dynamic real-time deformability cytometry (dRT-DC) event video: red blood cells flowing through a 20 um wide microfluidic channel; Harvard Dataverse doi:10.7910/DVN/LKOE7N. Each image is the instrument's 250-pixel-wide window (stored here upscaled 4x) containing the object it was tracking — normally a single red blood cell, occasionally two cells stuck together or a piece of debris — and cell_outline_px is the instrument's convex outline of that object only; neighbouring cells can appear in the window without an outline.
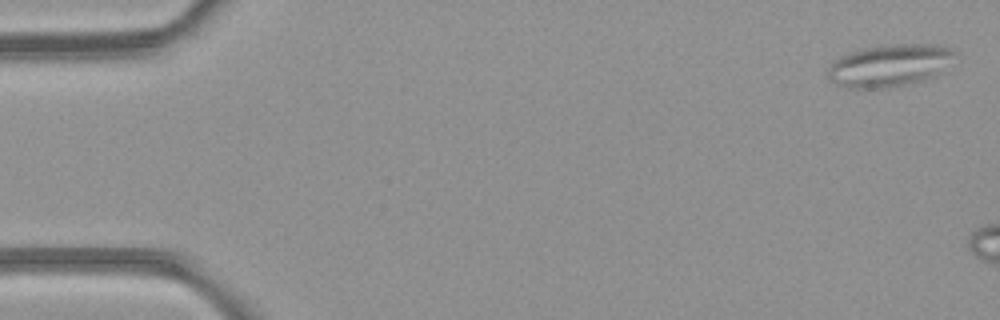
{"species": "common noctule bat (a hibernating species)", "species_latin": "Nyctalus noctula", "temperature_condition": "room temperature", "stored_images_in_passage": 5, "camera_frame_rate_fps": 3000, "um_per_image_px": 0.085, "animal": {"sex": "female", "body_mass_g": 21.9}, "frame": {"image": 1, "passage_image": 1, "time_ms": 0.0, "image_size_px": [1000, 320], "cell_outline_px": [[960, 52], [936, 76], [924, 80], [888, 88], [848, 88], [828, 80], [828, 68], [840, 56], [864, 48], [892, 44], [924, 44], [948, 48]], "centroid_in_image_um": [75.63, 5.57], "position_along_channel_um": 9.4, "area_um2": 31.1}}